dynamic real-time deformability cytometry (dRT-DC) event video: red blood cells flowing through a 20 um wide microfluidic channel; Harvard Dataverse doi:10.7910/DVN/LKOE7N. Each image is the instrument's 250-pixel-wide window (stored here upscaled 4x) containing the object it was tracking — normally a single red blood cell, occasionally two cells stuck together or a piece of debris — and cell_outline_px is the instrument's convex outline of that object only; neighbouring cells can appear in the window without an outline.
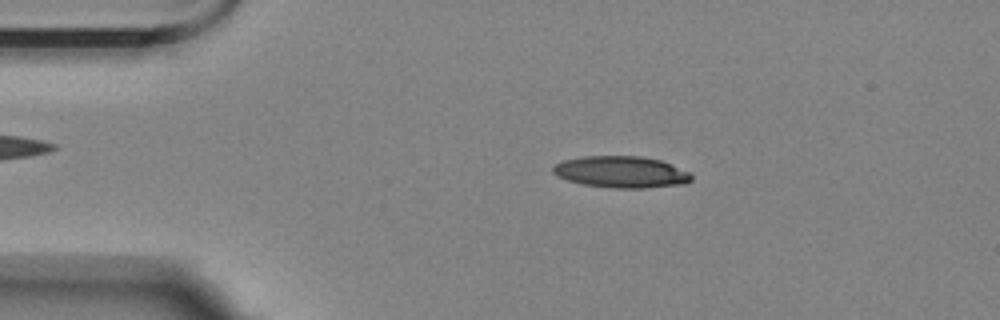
{"species": "Egyptian fruit bat (a non-hibernating species)", "species_latin": "Rousettus aegyptiacus", "temperature_condition": "room temperature", "stored_images_in_passage": 14, "camera_frame_rate_fps": 3000, "um_per_image_px": 0.085, "animal": {"sex": "female"}, "frame": {"image": 1, "passage_image": 10, "time_ms": 3.0, "image_size_px": [1000, 320], "cell_outline_px": [[692, 180], [688, 184], [644, 188], [612, 188], [584, 184], [568, 180], [556, 176], [552, 172], [552, 168], [556, 164], [564, 160], [580, 156], [640, 156], [660, 160], [692, 172]], "centroid_in_image_um": [52.84, 14.62], "position_along_channel_um": 32.2, "area_um2": 25.72}}